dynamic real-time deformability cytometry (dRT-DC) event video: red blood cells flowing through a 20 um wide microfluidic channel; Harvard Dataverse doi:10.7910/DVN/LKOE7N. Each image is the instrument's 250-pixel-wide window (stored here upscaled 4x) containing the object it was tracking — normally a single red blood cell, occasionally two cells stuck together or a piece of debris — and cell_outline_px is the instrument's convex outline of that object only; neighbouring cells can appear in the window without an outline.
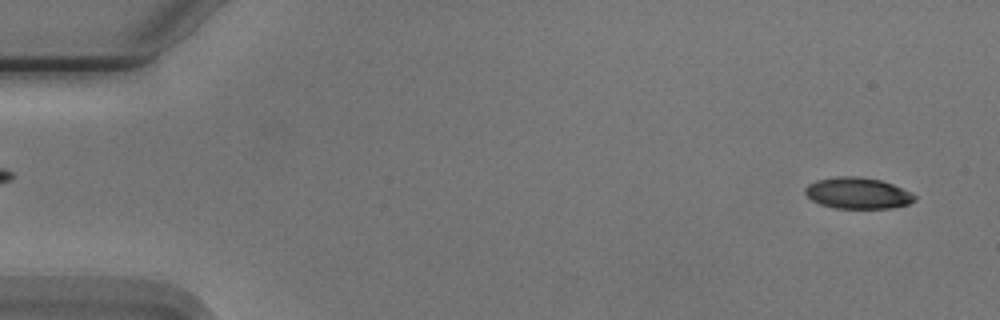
{"species": "Egyptian fruit bat (a non-hibernating species)", "species_latin": "Rousettus aegyptiacus", "temperature_condition": "cold", "stored_images_in_passage": 53, "camera_frame_rate_fps": 3000, "um_per_image_px": 0.085, "animal": {"sex": "male"}, "frame": {"image": 1, "passage_image": 2, "time_ms": 0.333, "image_size_px": [1000, 320], "cell_outline_px": [[916, 200], [908, 204], [892, 208], [836, 208], [820, 204], [812, 200], [804, 192], [804, 188], [808, 184], [816, 180], [836, 176], [856, 176], [880, 180], [892, 184], [916, 196]], "centroid_in_image_um": [72.87, 16.41], "position_along_channel_um": 12.1, "area_um2": 19.83}}
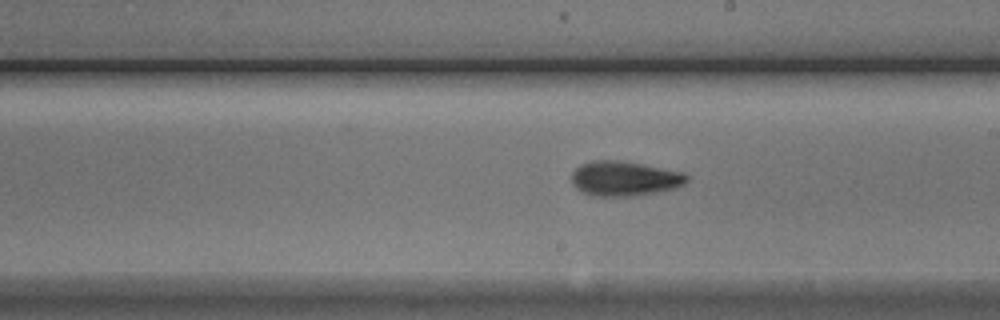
{"frame": {"image": 2, "passage_image": 30, "time_ms": 9.667, "image_size_px": [1000, 320], "cell_outline_px": [[688, 180], [684, 184], [676, 188], [660, 192], [636, 196], [592, 196], [576, 188], [572, 184], [572, 172], [580, 164], [592, 160], [616, 160], [640, 164], [684, 172], [688, 176]], "centroid_in_image_um": [53.08, 15.19], "position_along_channel_um": 235.9, "area_um2": 23.47}}
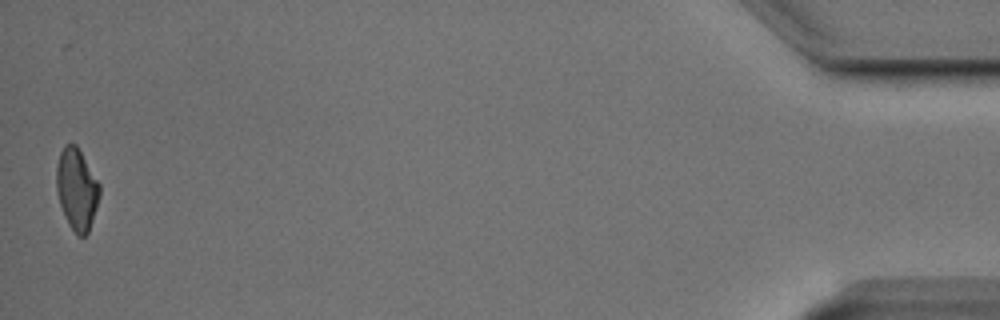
{"frame": {"image": 3, "passage_image": 53, "time_ms": 17.333, "image_size_px": [1000, 320], "cell_outline_px": [[100, 196], [88, 232], [84, 236], [76, 236], [68, 224], [60, 204], [56, 188], [56, 168], [60, 152], [64, 144], [76, 144], [100, 184]], "centroid_in_image_um": [6.52, 16.08], "position_along_channel_um": 428.7, "area_um2": 20.46}, "authors_computed_cell_mechanics": {"area_um2": 21.2126, "velocity_mm_per_s": 3.7564, "shape_relaxation_time_tau1_ms": 3.3237, "shape_relaxation_time_tau2_ms": 3.2636, "deformation_change_tau1": 0.134, "deformation_change_tau2": 0.0921}}